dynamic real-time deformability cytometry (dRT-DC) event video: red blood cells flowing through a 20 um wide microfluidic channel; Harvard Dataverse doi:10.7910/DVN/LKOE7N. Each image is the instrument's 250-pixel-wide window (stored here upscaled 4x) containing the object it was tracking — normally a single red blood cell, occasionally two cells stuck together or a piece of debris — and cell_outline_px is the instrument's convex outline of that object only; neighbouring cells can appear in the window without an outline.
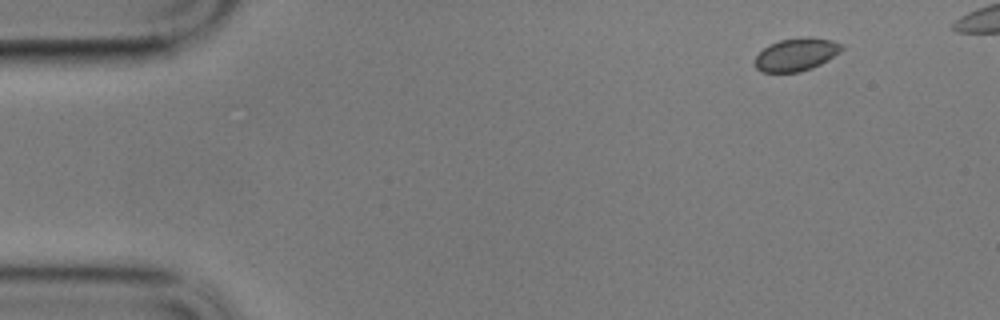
{"species": "common noctule bat (a hibernating species)", "species_latin": "Nyctalus noctula", "temperature_condition": "cold", "stored_images_in_passage": 50, "camera_frame_rate_fps": 3000, "um_per_image_px": 0.085, "animal": {"sex": "male", "body_mass_g": 17.9}, "frame": {"image": 1, "passage_image": 1, "time_ms": 0.0, "image_size_px": [1000, 320], "cell_outline_px": [[844, 48], [840, 52], [820, 64], [812, 68], [800, 72], [760, 72], [752, 64], [756, 56], [764, 48], [780, 40], [804, 36], [808, 36], [832, 40], [844, 44]], "centroid_in_image_um": [67.68, 4.63], "position_along_channel_um": 17.3, "area_um2": 16.76}}
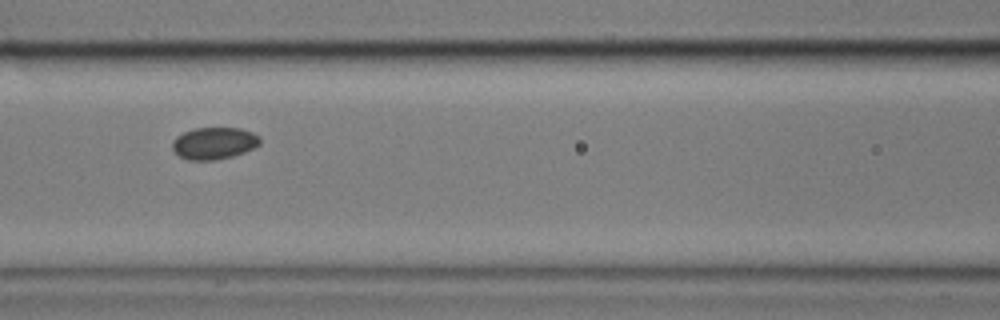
{"frame": {"image": 2, "passage_image": 21, "time_ms": 6.667, "image_size_px": [1000, 320], "cell_outline_px": [[260, 144], [244, 152], [232, 156], [212, 160], [188, 160], [180, 156], [172, 148], [172, 140], [176, 136], [184, 132], [196, 128], [240, 128], [252, 132], [260, 136]], "centroid_in_image_um": [18.19, 12.16], "position_along_channel_um": 148.4, "area_um2": 16.24}}
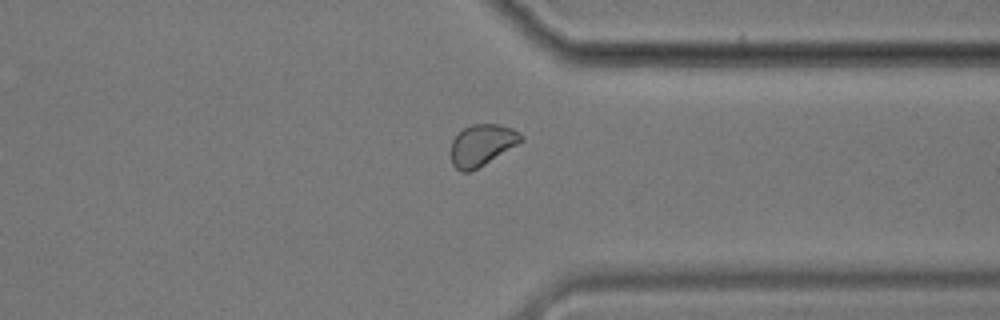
{"frame": {"image": 3, "passage_image": 41, "time_ms": 13.333, "image_size_px": [1000, 320], "cell_outline_px": [[524, 140], [484, 164], [468, 172], [460, 172], [452, 164], [452, 140], [464, 128], [472, 124], [496, 124], [512, 128], [524, 136]], "centroid_in_image_um": [40.97, 12.32], "position_along_channel_um": 370.4, "area_um2": 16.59}}